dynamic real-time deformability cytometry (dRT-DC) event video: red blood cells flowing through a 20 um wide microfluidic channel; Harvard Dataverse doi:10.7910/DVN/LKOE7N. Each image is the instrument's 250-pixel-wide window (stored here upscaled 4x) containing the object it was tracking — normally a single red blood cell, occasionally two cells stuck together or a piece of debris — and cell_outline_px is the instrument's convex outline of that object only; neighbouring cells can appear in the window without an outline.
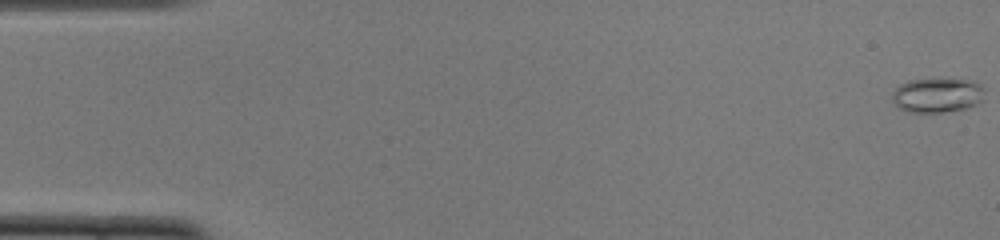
{"species": "common noctule bat (a hibernating species)", "species_latin": "Nyctalus noctula", "temperature_condition": "cold", "stored_images_in_passage": 13, "camera_frame_rate_fps": 3000, "um_per_image_px": 0.085, "animal": {"sex": "female", "body_mass_g": 22.0, "forearm_length_mm": 56.7}, "frame": {"image": 1, "passage_image": 1, "time_ms": 0.0, "image_size_px": [1000, 240], "cell_outline_px": [[984, 100], [976, 104], [964, 108], [944, 112], [908, 112], [900, 108], [892, 100], [892, 92], [900, 84], [908, 80], [976, 80], [984, 88]], "centroid_in_image_um": [79.69, 8.09], "position_along_channel_um": 5.3, "area_um2": 18.5}}